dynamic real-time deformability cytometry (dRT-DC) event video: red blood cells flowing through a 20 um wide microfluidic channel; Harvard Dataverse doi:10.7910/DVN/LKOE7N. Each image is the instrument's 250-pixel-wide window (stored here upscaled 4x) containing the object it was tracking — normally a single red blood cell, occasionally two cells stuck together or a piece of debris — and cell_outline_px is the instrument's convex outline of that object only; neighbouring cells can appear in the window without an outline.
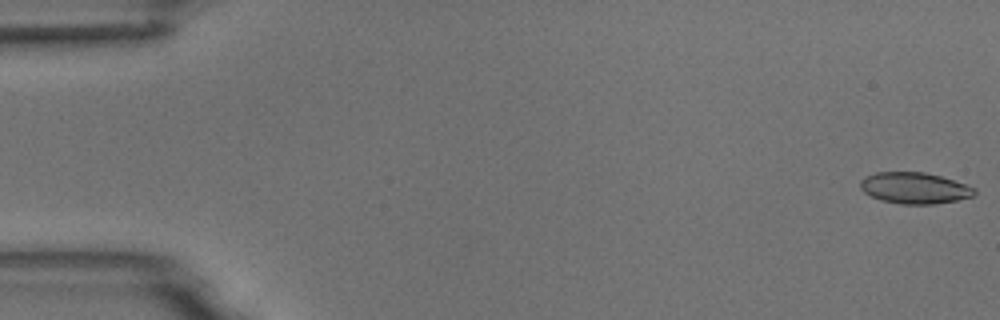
{"species": "common noctule bat (a hibernating species)", "species_latin": "Nyctalus noctula", "temperature_condition": "room temperature", "stored_images_in_passage": 11, "camera_frame_rate_fps": 3000, "um_per_image_px": 0.085, "animal": {"sex": "male", "body_mass_g": 18.8}, "frame": {"image": 1, "passage_image": 1, "time_ms": 0.0, "image_size_px": [1000, 320], "cell_outline_px": [[976, 192], [972, 196], [956, 200], [936, 204], [900, 204], [880, 200], [864, 192], [860, 188], [860, 180], [864, 176], [876, 172], [924, 172], [940, 176], [976, 188]], "centroid_in_image_um": [77.7, 15.98], "position_along_channel_um": 7.3, "area_um2": 20.75}}
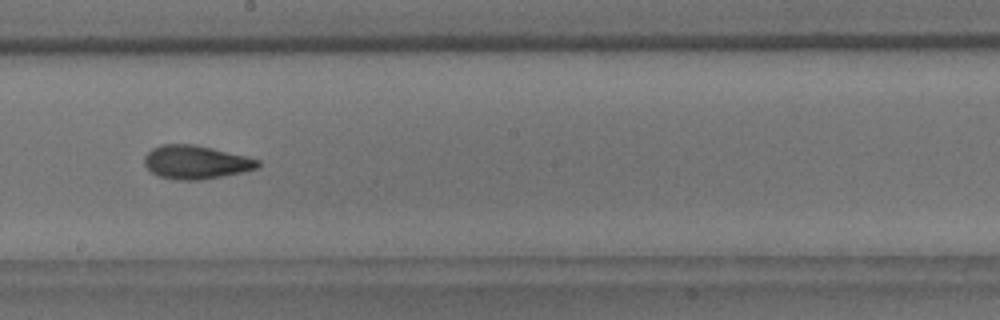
{"frame": {"image": 2, "passage_image": 9, "time_ms": 2.667, "image_size_px": [1000, 320], "cell_outline_px": [[260, 168], [200, 180], [176, 180], [160, 176], [152, 172], [144, 164], [144, 156], [152, 148], [160, 144], [196, 144], [260, 160]], "centroid_in_image_um": [16.62, 13.78], "position_along_channel_um": 231.6, "area_um2": 22.02}}
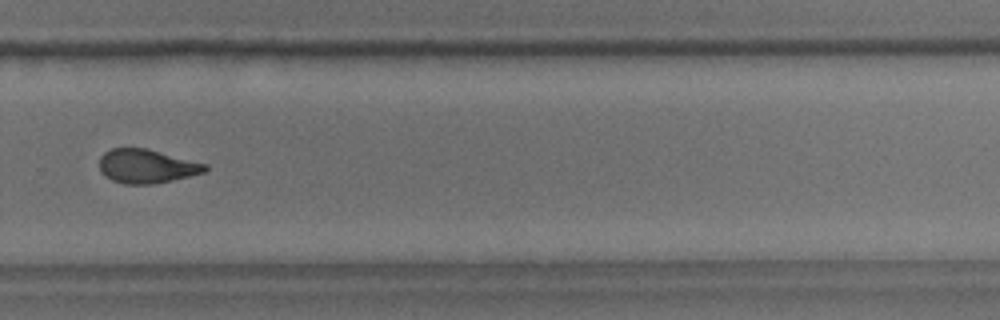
{"frame": {"image": 3, "passage_image": 11, "time_ms": 3.333, "image_size_px": [1000, 320], "cell_outline_px": [[208, 168], [204, 172], [172, 180], [152, 184], [124, 184], [112, 180], [104, 176], [100, 172], [100, 156], [104, 152], [112, 148], [148, 148], [208, 164]], "centroid_in_image_um": [12.45, 14.12], "position_along_channel_um": 317.3, "area_um2": 20.98}}